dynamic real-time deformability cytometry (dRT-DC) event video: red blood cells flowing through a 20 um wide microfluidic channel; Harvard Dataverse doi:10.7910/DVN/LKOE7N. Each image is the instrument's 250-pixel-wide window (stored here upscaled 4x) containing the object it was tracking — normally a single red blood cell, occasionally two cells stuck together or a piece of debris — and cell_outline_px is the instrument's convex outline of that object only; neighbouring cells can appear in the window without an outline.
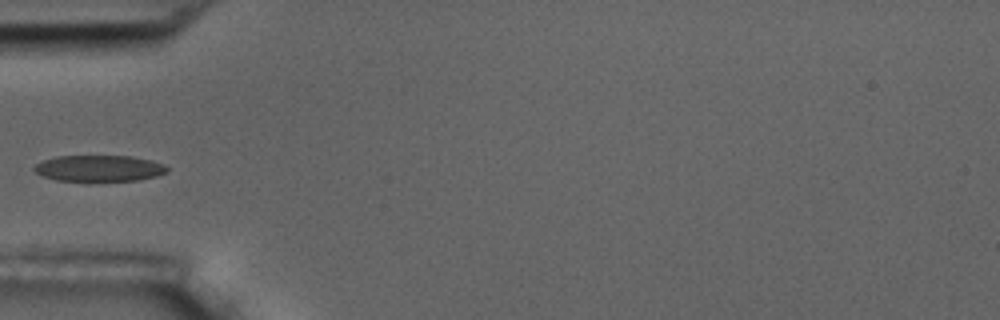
{"species": "common noctule bat (a hibernating species)", "species_latin": "Nyctalus noctula", "temperature_condition": "room temperature", "stored_images_in_passage": 4, "camera_frame_rate_fps": 3000, "um_per_image_px": 0.085, "animal": {"sex": "male", "body_mass_g": 17.5, "forearm_length_mm": 52.3}, "frame": {"image": 1, "passage_image": 4, "time_ms": 4.333, "image_size_px": [1000, 320], "cell_outline_px": [[168, 172], [156, 176], [140, 180], [56, 180], [44, 176], [36, 172], [32, 168], [36, 164], [44, 160], [56, 156], [132, 156], [152, 160], [164, 164], [168, 168]], "centroid_in_image_um": [8.46, 14.29], "position_along_channel_um": 76.5, "area_um2": 20.11}}